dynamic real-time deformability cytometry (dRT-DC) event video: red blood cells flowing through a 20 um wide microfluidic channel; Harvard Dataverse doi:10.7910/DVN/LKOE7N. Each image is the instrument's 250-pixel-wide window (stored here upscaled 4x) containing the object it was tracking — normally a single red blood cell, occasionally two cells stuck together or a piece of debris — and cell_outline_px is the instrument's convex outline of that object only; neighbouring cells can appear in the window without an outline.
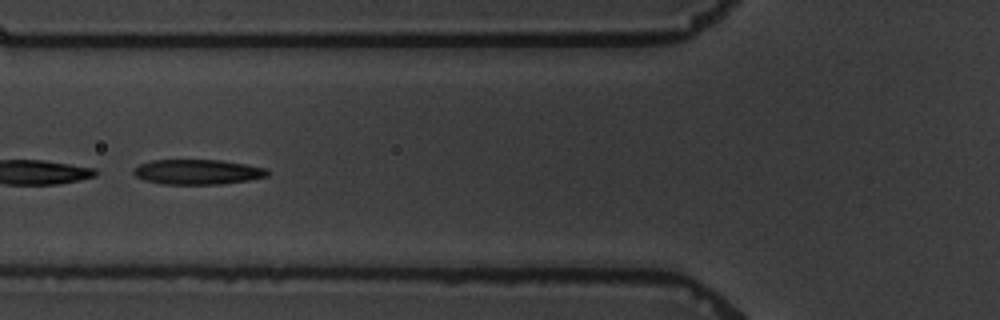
{"species": "common noctule bat (a hibernating species)", "species_latin": "Nyctalus noctula", "temperature_condition": "warm", "stored_images_in_passage": 10, "camera_frame_rate_fps": 3000, "um_per_image_px": 0.085, "animal": {"sex": "male", "body_mass_g": 19.5, "forearm_length_mm": 54.6}, "frame": {"image": 1, "passage_image": 2, "time_ms": 1.333, "image_size_px": [1000, 320], "cell_outline_px": [[268, 176], [248, 180], [220, 184], [160, 184], [144, 180], [136, 176], [132, 172], [132, 168], [140, 164], [152, 160], [220, 160], [248, 164], [264, 168], [268, 172]], "centroid_in_image_um": [16.75, 14.61], "position_along_channel_um": 109.0, "area_um2": 19.54}, "authors_computed_cell_mechanics": {"area_um2": 19.9121, "velocity_mm_per_s": 3.4345, "shape_relaxation_time_tau1_ms": 4.3983, "shape_relaxation_time_tau2_ms": null, "deformation_change_tau1": 0.1546, "deformation_change_tau2": null}}